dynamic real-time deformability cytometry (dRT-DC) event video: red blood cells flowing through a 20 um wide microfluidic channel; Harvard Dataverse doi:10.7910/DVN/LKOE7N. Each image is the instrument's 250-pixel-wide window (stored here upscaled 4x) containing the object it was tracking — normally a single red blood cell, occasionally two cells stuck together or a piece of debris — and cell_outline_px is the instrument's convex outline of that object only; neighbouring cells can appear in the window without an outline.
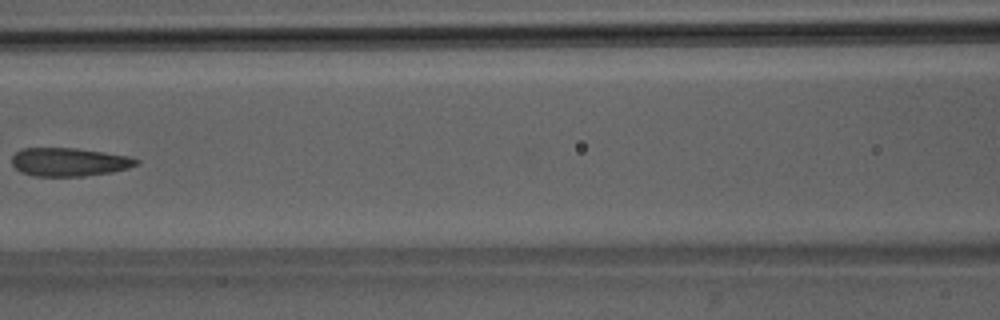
{"species": "Egyptian fruit bat (a non-hibernating species)", "species_latin": "Rousettus aegyptiacus", "temperature_condition": "room temperature", "stored_images_in_passage": 7, "camera_frame_rate_fps": 3000, "um_per_image_px": 0.085, "animal": {"sex": "male"}, "frame": {"image": 1, "passage_image": 6, "time_ms": 6.667, "image_size_px": [1000, 320], "cell_outline_px": [[140, 160], [136, 164], [128, 168], [112, 172], [84, 176], [32, 176], [20, 172], [12, 164], [12, 156], [20, 148], [76, 148], [104, 152], [128, 156]], "centroid_in_image_um": [5.84, 13.77], "position_along_channel_um": 160.8, "area_um2": 20.63}}